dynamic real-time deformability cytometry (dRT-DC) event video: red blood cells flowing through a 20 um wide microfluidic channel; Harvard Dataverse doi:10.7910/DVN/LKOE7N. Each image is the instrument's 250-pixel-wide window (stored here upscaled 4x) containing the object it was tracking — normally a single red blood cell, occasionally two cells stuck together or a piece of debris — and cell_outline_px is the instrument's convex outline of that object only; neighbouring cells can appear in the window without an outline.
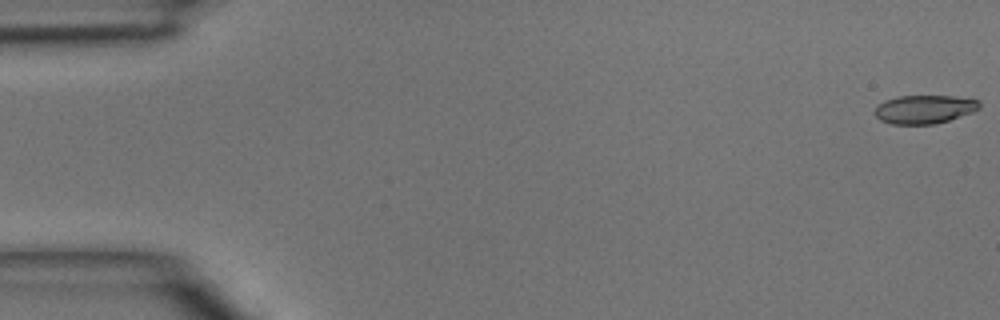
{"species": "common noctule bat (a hibernating species)", "species_latin": "Nyctalus noctula", "temperature_condition": "room temperature", "stored_images_in_passage": 48, "segment_of_instrument_passage": [1, 2], "camera_frame_rate_fps": 3000, "um_per_image_px": 0.085, "animal": {"sex": "male", "body_mass_g": 15.6}, "frame": {"image": 1, "passage_image": 1, "time_ms": 0.0, "image_size_px": [1000, 320], "cell_outline_px": [[980, 108], [972, 112], [936, 124], [892, 124], [880, 120], [872, 112], [884, 100], [900, 96], [952, 96], [980, 100]], "centroid_in_image_um": [78.56, 9.29], "position_along_channel_um": 6.4, "area_um2": 17.34}}
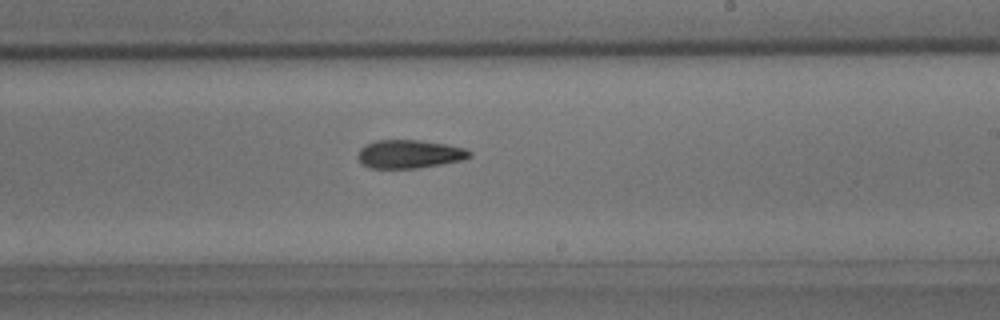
{"frame": {"image": 2, "passage_image": 28, "time_ms": 9.0, "image_size_px": [1000, 320], "cell_outline_px": [[472, 156], [464, 160], [416, 168], [368, 168], [356, 156], [360, 148], [364, 144], [376, 140], [420, 140], [448, 144], [464, 148], [472, 152]], "centroid_in_image_um": [34.8, 13.08], "position_along_channel_um": 254.2, "area_um2": 18.61}}
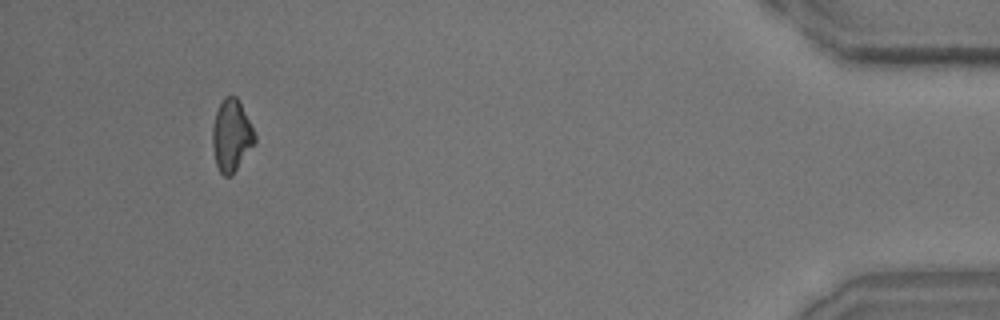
{"frame": {"image": 3, "passage_image": 44, "time_ms": 14.333, "image_size_px": [1000, 320], "cell_outline_px": [[256, 144], [232, 176], [224, 176], [220, 172], [216, 164], [212, 144], [212, 128], [216, 112], [224, 96], [236, 96], [256, 136]], "centroid_in_image_um": [19.68, 11.57], "position_along_channel_um": 415.5, "area_um2": 17.69}}